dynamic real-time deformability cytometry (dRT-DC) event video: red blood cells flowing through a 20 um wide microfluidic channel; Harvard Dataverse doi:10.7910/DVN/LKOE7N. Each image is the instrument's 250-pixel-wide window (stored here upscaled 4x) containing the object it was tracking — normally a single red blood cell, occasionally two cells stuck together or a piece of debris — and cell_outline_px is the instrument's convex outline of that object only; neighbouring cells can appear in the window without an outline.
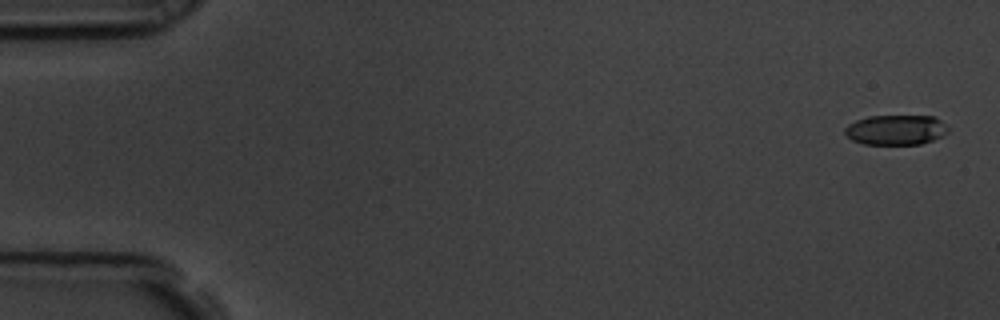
{"species": "common noctule bat (a hibernating species)", "species_latin": "Nyctalus noctula", "temperature_condition": "room temperature", "stored_images_in_passage": 58, "camera_frame_rate_fps": 3000, "um_per_image_px": 0.085, "animal": {"sex": "male", "body_mass_g": 19.5, "forearm_length_mm": 54.6}, "frame": {"image": 1, "passage_image": 2, "time_ms": 0.333, "image_size_px": [1000, 320], "cell_outline_px": [[948, 132], [932, 140], [920, 144], [864, 144], [852, 140], [844, 132], [844, 128], [848, 124], [856, 120], [868, 116], [936, 116], [948, 128]], "centroid_in_image_um": [76.13, 11.03], "position_along_channel_um": 8.9, "area_um2": 17.98}}
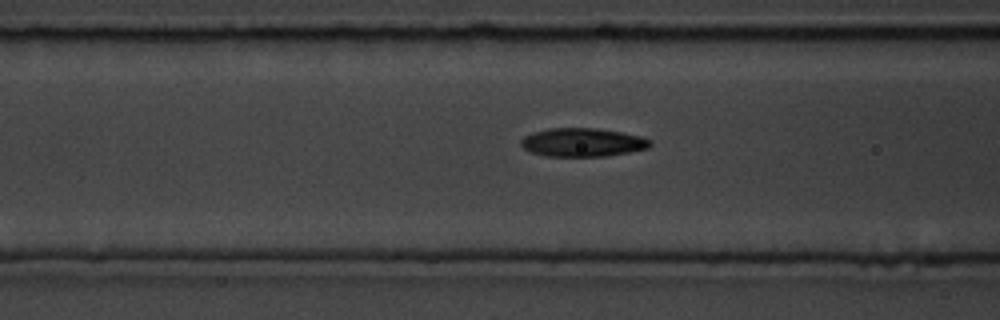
{"frame": {"image": 2, "passage_image": 23, "time_ms": 7.333, "image_size_px": [1000, 320], "cell_outline_px": [[652, 144], [648, 148], [628, 152], [604, 156], [544, 156], [532, 152], [524, 148], [520, 144], [520, 140], [524, 136], [532, 132], [548, 128], [596, 128], [620, 132], [640, 136], [652, 140]], "centroid_in_image_um": [49.5, 12.09], "position_along_channel_um": 117.1, "area_um2": 21.44}}
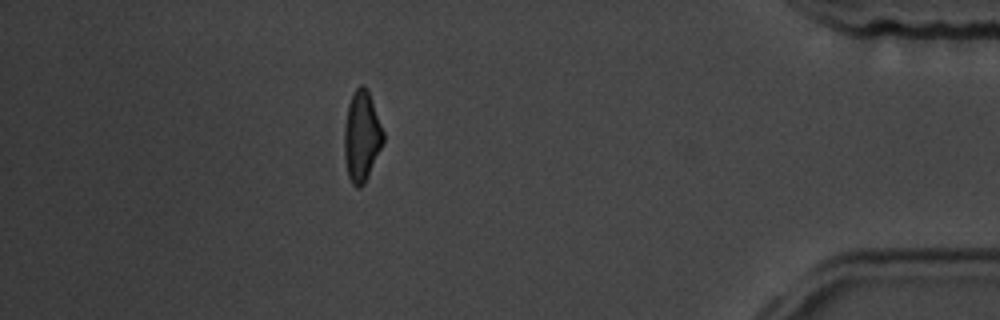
{"frame": {"image": 3, "passage_image": 51, "time_ms": 16.667, "image_size_px": [1000, 320], "cell_outline_px": [[384, 140], [368, 176], [364, 184], [360, 188], [356, 188], [352, 184], [348, 176], [344, 160], [344, 124], [348, 104], [356, 88], [360, 84], [364, 84], [368, 88], [384, 132]], "centroid_in_image_um": [30.73, 11.57], "position_along_channel_um": 404.5, "area_um2": 20.75}, "authors_computed_cell_mechanics": {"area_um2": 20.7213, "velocity_mm_per_s": 3.573, "shape_relaxation_time_tau1_ms": 5.0894, "shape_relaxation_time_tau2_ms": 2.6661, "deformation_change_tau1": 0.1636, "deformation_change_tau2": 0.0917}}